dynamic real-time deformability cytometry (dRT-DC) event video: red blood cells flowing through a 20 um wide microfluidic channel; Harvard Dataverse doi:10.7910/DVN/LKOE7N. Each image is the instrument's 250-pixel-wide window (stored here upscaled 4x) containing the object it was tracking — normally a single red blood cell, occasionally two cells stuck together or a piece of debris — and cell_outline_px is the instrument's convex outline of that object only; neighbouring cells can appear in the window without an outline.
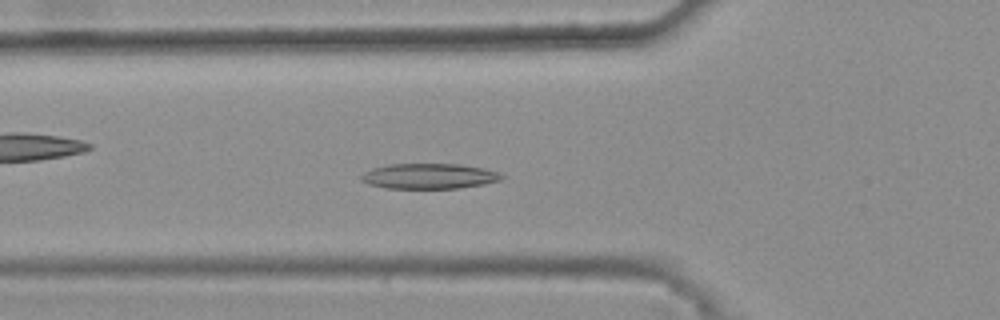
{"species": "common noctule bat (a hibernating species)", "species_latin": "Nyctalus noctula", "temperature_condition": "warm", "stored_images_in_passage": 38, "camera_frame_rate_fps": 3000, "um_per_image_px": 0.085, "animal": {"sex": "female", "body_mass_g": 25.1}, "frame": {"image": 1, "passage_image": 12, "time_ms": 3.667, "image_size_px": [1000, 320], "cell_outline_px": [[508, 176], [500, 180], [484, 184], [460, 188], [384, 188], [368, 184], [360, 180], [360, 176], [364, 172], [372, 168], [388, 164], [460, 164], [484, 168]], "centroid_in_image_um": [36.47, 14.97], "position_along_channel_um": 89.3, "area_um2": 20.87}}
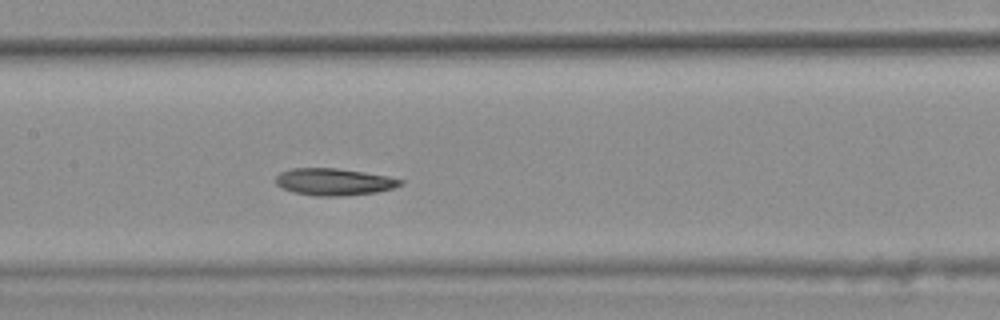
{"frame": {"image": 2, "passage_image": 19, "time_ms": 6.0, "image_size_px": [1000, 320], "cell_outline_px": [[404, 184], [392, 188], [376, 192], [340, 196], [316, 196], [296, 192], [280, 188], [276, 184], [276, 176], [280, 172], [292, 168], [336, 168], [364, 172], [388, 176], [404, 180]], "centroid_in_image_um": [28.39, 15.45], "position_along_channel_um": 179.0, "area_um2": 19.59}}
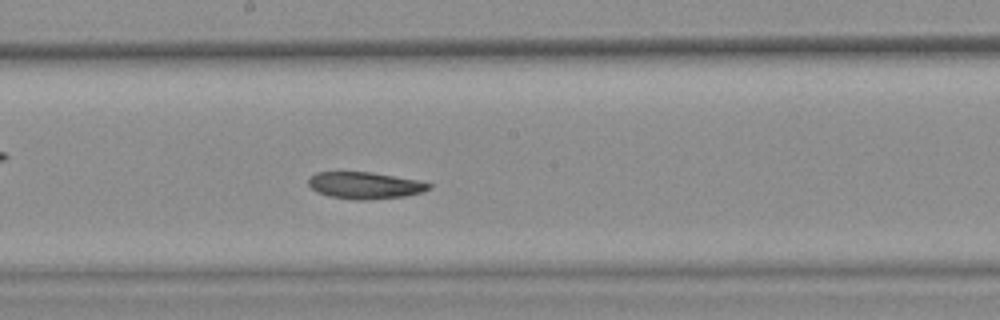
{"frame": {"image": 3, "passage_image": 22, "time_ms": 7.0, "image_size_px": [1000, 320], "cell_outline_px": [[432, 188], [424, 192], [404, 196], [368, 200], [356, 200], [328, 196], [316, 192], [308, 184], [308, 176], [316, 172], [372, 172], [420, 180], [432, 184]], "centroid_in_image_um": [31.03, 15.75], "position_along_channel_um": 217.2, "area_um2": 19.13}}